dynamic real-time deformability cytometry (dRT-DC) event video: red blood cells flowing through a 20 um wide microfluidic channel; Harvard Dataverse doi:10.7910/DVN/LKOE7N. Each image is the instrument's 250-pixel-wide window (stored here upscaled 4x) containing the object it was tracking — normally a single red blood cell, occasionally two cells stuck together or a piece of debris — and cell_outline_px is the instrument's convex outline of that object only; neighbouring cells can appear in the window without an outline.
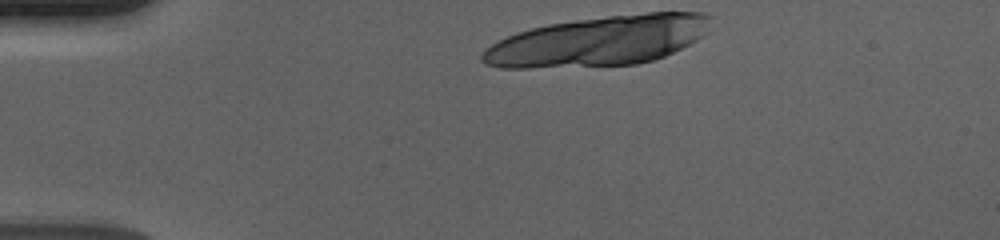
{"species": "human", "species_latin": "Homo sapiens", "temperature_condition": "cold", "stored_images_in_passage": 10, "camera_frame_rate_fps": 3000, "um_per_image_px": 0.085, "donor": {"sex": "male"}, "frame": {"image": 1, "passage_image": 1, "time_ms": 0.0, "image_size_px": [1000, 240], "cell_outline_px": [[712, 16], [708, 32], [696, 40], [664, 56], [652, 60], [636, 64], [528, 68], [500, 68], [484, 64], [480, 60], [480, 56], [484, 48], [516, 32], [548, 24], [576, 20], [608, 16], [648, 12], [704, 12]], "centroid_in_image_um": [50.88, 3.48], "position_along_channel_um": 34.1, "area_um2": 66.24}}